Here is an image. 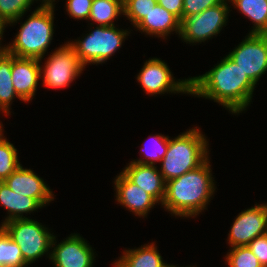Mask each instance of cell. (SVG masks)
<instances>
[{
    "instance_id": "6da1fadb",
    "label": "cell",
    "mask_w": 267,
    "mask_h": 267,
    "mask_svg": "<svg viewBox=\"0 0 267 267\" xmlns=\"http://www.w3.org/2000/svg\"><path fill=\"white\" fill-rule=\"evenodd\" d=\"M256 85L227 55L203 75L190 77V94L213 100L229 113L245 111Z\"/></svg>"
},
{
    "instance_id": "7a4b0ae2",
    "label": "cell",
    "mask_w": 267,
    "mask_h": 267,
    "mask_svg": "<svg viewBox=\"0 0 267 267\" xmlns=\"http://www.w3.org/2000/svg\"><path fill=\"white\" fill-rule=\"evenodd\" d=\"M210 159L194 170L166 182L162 206L172 216L197 217L204 212L215 194Z\"/></svg>"
},
{
    "instance_id": "3957f363",
    "label": "cell",
    "mask_w": 267,
    "mask_h": 267,
    "mask_svg": "<svg viewBox=\"0 0 267 267\" xmlns=\"http://www.w3.org/2000/svg\"><path fill=\"white\" fill-rule=\"evenodd\" d=\"M170 138L159 170L165 182L196 169L210 158L209 141L198 126Z\"/></svg>"
},
{
    "instance_id": "277c9868",
    "label": "cell",
    "mask_w": 267,
    "mask_h": 267,
    "mask_svg": "<svg viewBox=\"0 0 267 267\" xmlns=\"http://www.w3.org/2000/svg\"><path fill=\"white\" fill-rule=\"evenodd\" d=\"M55 6H38L27 20L20 23L12 43L5 50L17 57L33 58L42 61L53 40Z\"/></svg>"
},
{
    "instance_id": "5b68a950",
    "label": "cell",
    "mask_w": 267,
    "mask_h": 267,
    "mask_svg": "<svg viewBox=\"0 0 267 267\" xmlns=\"http://www.w3.org/2000/svg\"><path fill=\"white\" fill-rule=\"evenodd\" d=\"M118 26H96L89 30L78 40L68 41L78 55L81 63L86 65H98L107 62L117 50H120L125 39L131 33L126 28L118 29ZM91 31V32H90ZM130 31V32H129Z\"/></svg>"
},
{
    "instance_id": "8992f818",
    "label": "cell",
    "mask_w": 267,
    "mask_h": 267,
    "mask_svg": "<svg viewBox=\"0 0 267 267\" xmlns=\"http://www.w3.org/2000/svg\"><path fill=\"white\" fill-rule=\"evenodd\" d=\"M19 246L27 265L47 255L51 256V242L54 233L37 220L30 218L14 219L0 225Z\"/></svg>"
},
{
    "instance_id": "52a82bcc",
    "label": "cell",
    "mask_w": 267,
    "mask_h": 267,
    "mask_svg": "<svg viewBox=\"0 0 267 267\" xmlns=\"http://www.w3.org/2000/svg\"><path fill=\"white\" fill-rule=\"evenodd\" d=\"M39 63L40 79H42L43 86L48 89L69 87L70 83L77 79L86 68L69 42L52 51L44 65H41V60Z\"/></svg>"
},
{
    "instance_id": "ba28073f",
    "label": "cell",
    "mask_w": 267,
    "mask_h": 267,
    "mask_svg": "<svg viewBox=\"0 0 267 267\" xmlns=\"http://www.w3.org/2000/svg\"><path fill=\"white\" fill-rule=\"evenodd\" d=\"M228 3L229 0H224L200 14L183 18L180 23L179 38L186 44L196 45L217 36L229 19L231 6Z\"/></svg>"
},
{
    "instance_id": "9c48e42d",
    "label": "cell",
    "mask_w": 267,
    "mask_h": 267,
    "mask_svg": "<svg viewBox=\"0 0 267 267\" xmlns=\"http://www.w3.org/2000/svg\"><path fill=\"white\" fill-rule=\"evenodd\" d=\"M169 68L160 58H149L144 62L136 79L147 95L157 96L165 93L190 95V77L177 80Z\"/></svg>"
},
{
    "instance_id": "30bf717a",
    "label": "cell",
    "mask_w": 267,
    "mask_h": 267,
    "mask_svg": "<svg viewBox=\"0 0 267 267\" xmlns=\"http://www.w3.org/2000/svg\"><path fill=\"white\" fill-rule=\"evenodd\" d=\"M227 56L257 85L267 73V34L249 33Z\"/></svg>"
},
{
    "instance_id": "8fae6325",
    "label": "cell",
    "mask_w": 267,
    "mask_h": 267,
    "mask_svg": "<svg viewBox=\"0 0 267 267\" xmlns=\"http://www.w3.org/2000/svg\"><path fill=\"white\" fill-rule=\"evenodd\" d=\"M54 235L50 260L55 267H93L95 253L90 244L79 234H70L58 244Z\"/></svg>"
},
{
    "instance_id": "7c38bea8",
    "label": "cell",
    "mask_w": 267,
    "mask_h": 267,
    "mask_svg": "<svg viewBox=\"0 0 267 267\" xmlns=\"http://www.w3.org/2000/svg\"><path fill=\"white\" fill-rule=\"evenodd\" d=\"M230 228L229 247L248 246L254 238L267 233V204H255L241 211Z\"/></svg>"
},
{
    "instance_id": "4fadbf2b",
    "label": "cell",
    "mask_w": 267,
    "mask_h": 267,
    "mask_svg": "<svg viewBox=\"0 0 267 267\" xmlns=\"http://www.w3.org/2000/svg\"><path fill=\"white\" fill-rule=\"evenodd\" d=\"M3 182L16 194L34 198L42 207L54 201L55 195L44 179L30 168H23V165Z\"/></svg>"
},
{
    "instance_id": "5bb4252c",
    "label": "cell",
    "mask_w": 267,
    "mask_h": 267,
    "mask_svg": "<svg viewBox=\"0 0 267 267\" xmlns=\"http://www.w3.org/2000/svg\"><path fill=\"white\" fill-rule=\"evenodd\" d=\"M116 201L138 217H147L157 201L143 189L132 183L122 172L114 179Z\"/></svg>"
},
{
    "instance_id": "9a60e30c",
    "label": "cell",
    "mask_w": 267,
    "mask_h": 267,
    "mask_svg": "<svg viewBox=\"0 0 267 267\" xmlns=\"http://www.w3.org/2000/svg\"><path fill=\"white\" fill-rule=\"evenodd\" d=\"M38 59L17 57L12 54V82L17 95L24 101H31L40 80Z\"/></svg>"
},
{
    "instance_id": "2e32d148",
    "label": "cell",
    "mask_w": 267,
    "mask_h": 267,
    "mask_svg": "<svg viewBox=\"0 0 267 267\" xmlns=\"http://www.w3.org/2000/svg\"><path fill=\"white\" fill-rule=\"evenodd\" d=\"M156 165L129 162L121 171L132 183L151 195L158 205L165 196L166 182Z\"/></svg>"
},
{
    "instance_id": "e0dca14e",
    "label": "cell",
    "mask_w": 267,
    "mask_h": 267,
    "mask_svg": "<svg viewBox=\"0 0 267 267\" xmlns=\"http://www.w3.org/2000/svg\"><path fill=\"white\" fill-rule=\"evenodd\" d=\"M180 23L181 21L175 15L157 4L134 28L144 33L145 36L166 39L173 32L180 34Z\"/></svg>"
},
{
    "instance_id": "ac0fdd59",
    "label": "cell",
    "mask_w": 267,
    "mask_h": 267,
    "mask_svg": "<svg viewBox=\"0 0 267 267\" xmlns=\"http://www.w3.org/2000/svg\"><path fill=\"white\" fill-rule=\"evenodd\" d=\"M116 259L114 267H169L164 262L154 242L139 248L124 249L122 256Z\"/></svg>"
},
{
    "instance_id": "d6986e66",
    "label": "cell",
    "mask_w": 267,
    "mask_h": 267,
    "mask_svg": "<svg viewBox=\"0 0 267 267\" xmlns=\"http://www.w3.org/2000/svg\"><path fill=\"white\" fill-rule=\"evenodd\" d=\"M0 204L8 211V215L1 225L14 219L30 218L23 214H30L37 209H42V206L34 198L16 194L4 182H0Z\"/></svg>"
},
{
    "instance_id": "ffe728a7",
    "label": "cell",
    "mask_w": 267,
    "mask_h": 267,
    "mask_svg": "<svg viewBox=\"0 0 267 267\" xmlns=\"http://www.w3.org/2000/svg\"><path fill=\"white\" fill-rule=\"evenodd\" d=\"M12 54L6 50L0 52V112L8 116L11 114L12 102L15 98L23 100L17 95L11 76Z\"/></svg>"
},
{
    "instance_id": "44dd1931",
    "label": "cell",
    "mask_w": 267,
    "mask_h": 267,
    "mask_svg": "<svg viewBox=\"0 0 267 267\" xmlns=\"http://www.w3.org/2000/svg\"><path fill=\"white\" fill-rule=\"evenodd\" d=\"M253 24L249 33L267 34V0H229Z\"/></svg>"
},
{
    "instance_id": "7402d4cb",
    "label": "cell",
    "mask_w": 267,
    "mask_h": 267,
    "mask_svg": "<svg viewBox=\"0 0 267 267\" xmlns=\"http://www.w3.org/2000/svg\"><path fill=\"white\" fill-rule=\"evenodd\" d=\"M120 15H124L123 0H93L88 21L96 26H113Z\"/></svg>"
},
{
    "instance_id": "603a6c76",
    "label": "cell",
    "mask_w": 267,
    "mask_h": 267,
    "mask_svg": "<svg viewBox=\"0 0 267 267\" xmlns=\"http://www.w3.org/2000/svg\"><path fill=\"white\" fill-rule=\"evenodd\" d=\"M29 267L22 256L19 246L0 226V267Z\"/></svg>"
},
{
    "instance_id": "cb8c5ba5",
    "label": "cell",
    "mask_w": 267,
    "mask_h": 267,
    "mask_svg": "<svg viewBox=\"0 0 267 267\" xmlns=\"http://www.w3.org/2000/svg\"><path fill=\"white\" fill-rule=\"evenodd\" d=\"M148 138L152 139L151 141H149L151 144L145 145V142L144 145L140 148V153L142 155L144 154L143 157L145 159L142 157L139 159L131 160L132 162L149 165H155L156 162H161L168 148L169 136L158 133L155 135H150Z\"/></svg>"
},
{
    "instance_id": "d4e9b609",
    "label": "cell",
    "mask_w": 267,
    "mask_h": 267,
    "mask_svg": "<svg viewBox=\"0 0 267 267\" xmlns=\"http://www.w3.org/2000/svg\"><path fill=\"white\" fill-rule=\"evenodd\" d=\"M3 132L0 133V182L7 179L21 165L17 149L5 138Z\"/></svg>"
},
{
    "instance_id": "484cf974",
    "label": "cell",
    "mask_w": 267,
    "mask_h": 267,
    "mask_svg": "<svg viewBox=\"0 0 267 267\" xmlns=\"http://www.w3.org/2000/svg\"><path fill=\"white\" fill-rule=\"evenodd\" d=\"M37 0H0V20L5 26L16 25L25 12H28L31 5Z\"/></svg>"
},
{
    "instance_id": "4316f807",
    "label": "cell",
    "mask_w": 267,
    "mask_h": 267,
    "mask_svg": "<svg viewBox=\"0 0 267 267\" xmlns=\"http://www.w3.org/2000/svg\"><path fill=\"white\" fill-rule=\"evenodd\" d=\"M225 261L228 267H263L248 246L230 248Z\"/></svg>"
},
{
    "instance_id": "83f0119b",
    "label": "cell",
    "mask_w": 267,
    "mask_h": 267,
    "mask_svg": "<svg viewBox=\"0 0 267 267\" xmlns=\"http://www.w3.org/2000/svg\"><path fill=\"white\" fill-rule=\"evenodd\" d=\"M157 5L155 0H123L124 15L135 27Z\"/></svg>"
},
{
    "instance_id": "f1b7e54d",
    "label": "cell",
    "mask_w": 267,
    "mask_h": 267,
    "mask_svg": "<svg viewBox=\"0 0 267 267\" xmlns=\"http://www.w3.org/2000/svg\"><path fill=\"white\" fill-rule=\"evenodd\" d=\"M93 0H66L65 10L70 18L88 21Z\"/></svg>"
},
{
    "instance_id": "f546056e",
    "label": "cell",
    "mask_w": 267,
    "mask_h": 267,
    "mask_svg": "<svg viewBox=\"0 0 267 267\" xmlns=\"http://www.w3.org/2000/svg\"><path fill=\"white\" fill-rule=\"evenodd\" d=\"M224 0H184L183 18L202 13L207 8L221 4Z\"/></svg>"
},
{
    "instance_id": "4dcf8cb0",
    "label": "cell",
    "mask_w": 267,
    "mask_h": 267,
    "mask_svg": "<svg viewBox=\"0 0 267 267\" xmlns=\"http://www.w3.org/2000/svg\"><path fill=\"white\" fill-rule=\"evenodd\" d=\"M248 247L252 253L259 259L263 267H267V233L257 236L249 244Z\"/></svg>"
},
{
    "instance_id": "1f68e13d",
    "label": "cell",
    "mask_w": 267,
    "mask_h": 267,
    "mask_svg": "<svg viewBox=\"0 0 267 267\" xmlns=\"http://www.w3.org/2000/svg\"><path fill=\"white\" fill-rule=\"evenodd\" d=\"M183 3L184 0H157V4L175 15L180 21L183 19Z\"/></svg>"
},
{
    "instance_id": "d6a6232c",
    "label": "cell",
    "mask_w": 267,
    "mask_h": 267,
    "mask_svg": "<svg viewBox=\"0 0 267 267\" xmlns=\"http://www.w3.org/2000/svg\"><path fill=\"white\" fill-rule=\"evenodd\" d=\"M6 26L4 25V23L0 20V52L5 50V45L2 46V37H3V34H4V30H5Z\"/></svg>"
},
{
    "instance_id": "836d02e7",
    "label": "cell",
    "mask_w": 267,
    "mask_h": 267,
    "mask_svg": "<svg viewBox=\"0 0 267 267\" xmlns=\"http://www.w3.org/2000/svg\"><path fill=\"white\" fill-rule=\"evenodd\" d=\"M38 1V0H37ZM40 1V6H53L56 4V0H39Z\"/></svg>"
},
{
    "instance_id": "e575fe53",
    "label": "cell",
    "mask_w": 267,
    "mask_h": 267,
    "mask_svg": "<svg viewBox=\"0 0 267 267\" xmlns=\"http://www.w3.org/2000/svg\"><path fill=\"white\" fill-rule=\"evenodd\" d=\"M2 131H4V128H3V124H2V122H0V133H1Z\"/></svg>"
},
{
    "instance_id": "d590c367",
    "label": "cell",
    "mask_w": 267,
    "mask_h": 267,
    "mask_svg": "<svg viewBox=\"0 0 267 267\" xmlns=\"http://www.w3.org/2000/svg\"><path fill=\"white\" fill-rule=\"evenodd\" d=\"M169 267H177L176 265H170ZM179 267V266H178ZM180 267H182V266H180ZM184 267V266H183ZM185 267H191V266H185ZM192 267H195V266H192Z\"/></svg>"
}]
</instances>
